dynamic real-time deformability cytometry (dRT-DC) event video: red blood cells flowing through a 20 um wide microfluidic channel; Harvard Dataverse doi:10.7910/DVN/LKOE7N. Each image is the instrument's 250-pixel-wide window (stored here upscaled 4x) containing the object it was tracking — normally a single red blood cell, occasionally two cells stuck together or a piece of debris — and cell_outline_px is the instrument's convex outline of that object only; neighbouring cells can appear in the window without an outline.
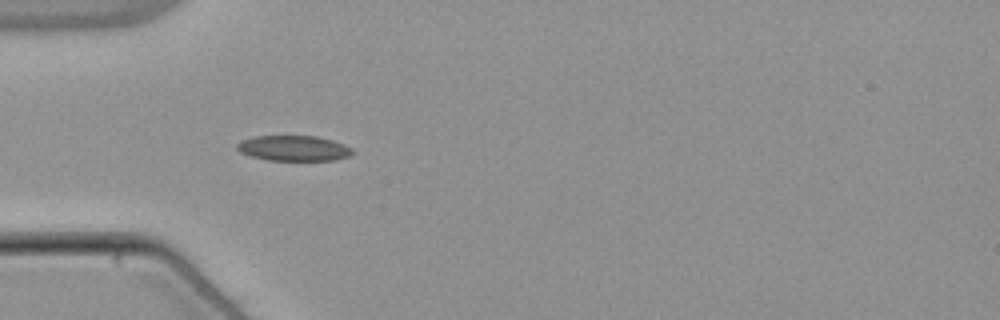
{"species": "common noctule bat (a hibernating species)", "species_latin": "Nyctalus noctula", "temperature_condition": "warm", "stored_images_in_passage": 9, "camera_frame_rate_fps": 3000, "um_per_image_px": 0.085, "animal": {"sex": "male", "body_mass_g": 21.5, "forearm_length_mm": 52.0}, "frame": {"image": 1, "passage_image": 6, "time_ms": 1.667, "image_size_px": [1000, 320], "cell_outline_px": [[356, 152], [348, 156], [336, 160], [268, 160], [252, 156], [240, 152], [236, 148], [236, 144], [240, 140], [256, 136], [316, 136], [332, 140], [344, 144], [352, 148]], "centroid_in_image_um": [24.98, 12.6], "position_along_channel_um": 60.0, "area_um2": 17.11}}